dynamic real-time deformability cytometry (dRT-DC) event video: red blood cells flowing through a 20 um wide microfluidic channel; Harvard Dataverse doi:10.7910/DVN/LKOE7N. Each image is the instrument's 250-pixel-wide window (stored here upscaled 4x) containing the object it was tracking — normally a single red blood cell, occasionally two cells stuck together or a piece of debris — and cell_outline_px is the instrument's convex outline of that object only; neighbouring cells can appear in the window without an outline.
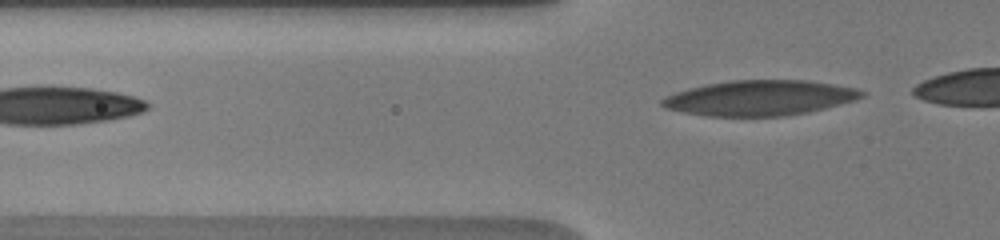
{"species": "human", "species_latin": "Homo sapiens", "temperature_condition": "warm", "stored_images_in_passage": 5, "segment_of_instrument_passage": [2, 2], "camera_frame_rate_fps": 3000, "um_per_image_px": 0.085, "donor": {"sex": "male"}, "frame": {"image": 1, "passage_image": 5, "time_ms": 3.0, "image_size_px": [1000, 240], "cell_outline_px": [[864, 96], [856, 100], [808, 112], [784, 116], [708, 116], [684, 112], [668, 108], [660, 104], [660, 100], [676, 92], [688, 88], [708, 84], [732, 80], [812, 80], [856, 88], [864, 92]], "centroid_in_image_um": [64.62, 8.32], "position_along_channel_um": 61.2, "area_um2": 40.81}}